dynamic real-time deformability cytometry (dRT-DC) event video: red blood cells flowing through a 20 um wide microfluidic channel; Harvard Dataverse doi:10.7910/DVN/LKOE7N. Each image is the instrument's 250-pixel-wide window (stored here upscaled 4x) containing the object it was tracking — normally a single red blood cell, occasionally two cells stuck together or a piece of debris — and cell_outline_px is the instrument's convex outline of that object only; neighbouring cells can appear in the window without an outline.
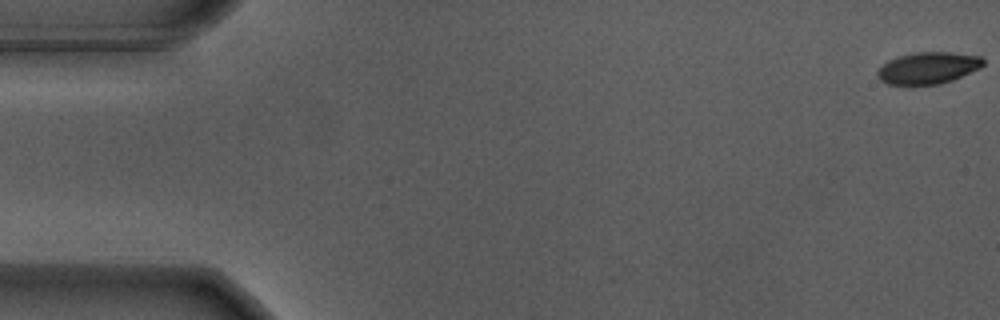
{"species": "Egyptian fruit bat (a non-hibernating species)", "species_latin": "Rousettus aegyptiacus", "temperature_condition": "warm", "stored_images_in_passage": 56, "camera_frame_rate_fps": 3000, "um_per_image_px": 0.085, "animal": {"sex": "male"}, "frame": {"image": 1, "passage_image": 1, "time_ms": 0.0, "image_size_px": [1000, 320], "cell_outline_px": [[984, 64], [980, 68], [952, 80], [940, 84], [888, 84], [880, 80], [876, 72], [888, 60], [900, 56], [916, 52], [952, 52], [980, 56], [984, 60]], "centroid_in_image_um": [78.91, 5.77], "position_along_channel_um": 6.1, "area_um2": 19.36}}
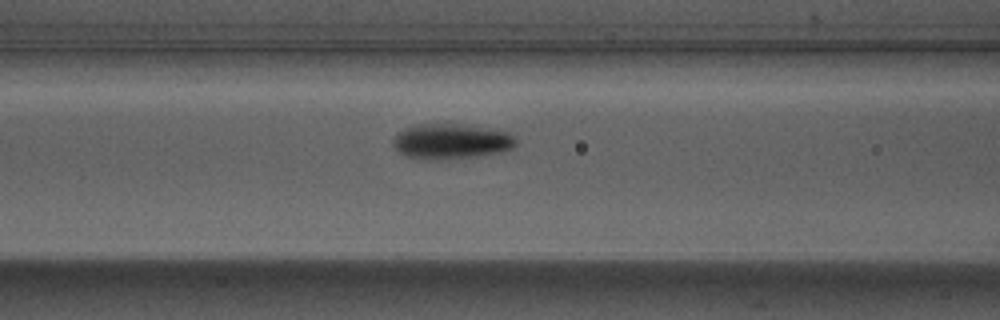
{"frame": {"image": 2, "passage_image": 23, "time_ms": 7.333, "image_size_px": [1000, 320], "cell_outline_px": [[516, 144], [512, 148], [500, 152], [476, 156], [408, 156], [400, 152], [396, 148], [392, 140], [404, 128], [416, 124], [456, 124], [508, 132], [516, 140]], "centroid_in_image_um": [38.38, 11.96], "position_along_channel_um": 128.2, "area_um2": 23.64}}
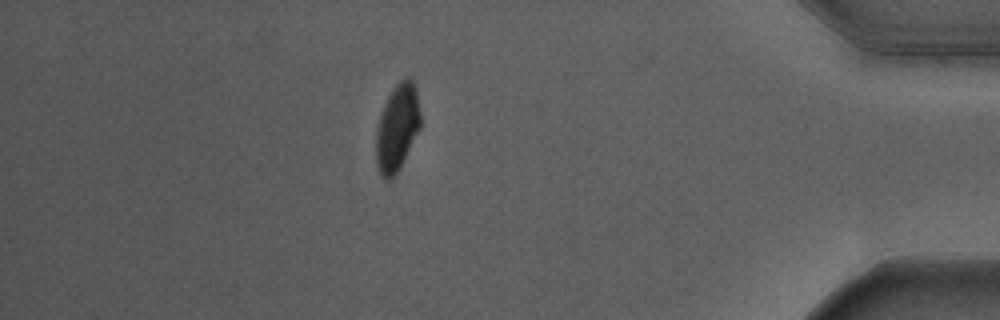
{"frame": {"image": 3, "passage_image": 49, "time_ms": 16.0, "image_size_px": [1000, 320], "cell_outline_px": [[420, 128], [396, 172], [388, 180], [380, 172], [376, 164], [376, 132], [380, 116], [388, 96], [396, 84], [400, 80], [408, 76], [412, 80], [416, 88], [420, 112]], "centroid_in_image_um": [33.77, 10.79], "position_along_channel_um": 401.4, "area_um2": 21.85}, "authors_computed_cell_mechanics": {"area_um2": 22.4264, "velocity_mm_per_s": 3.6969, "shape_relaxation_time_tau1_ms": 2.1952, "shape_relaxation_time_tau2_ms": null, "deformation_change_tau1": 0.1541, "deformation_change_tau2": null}}